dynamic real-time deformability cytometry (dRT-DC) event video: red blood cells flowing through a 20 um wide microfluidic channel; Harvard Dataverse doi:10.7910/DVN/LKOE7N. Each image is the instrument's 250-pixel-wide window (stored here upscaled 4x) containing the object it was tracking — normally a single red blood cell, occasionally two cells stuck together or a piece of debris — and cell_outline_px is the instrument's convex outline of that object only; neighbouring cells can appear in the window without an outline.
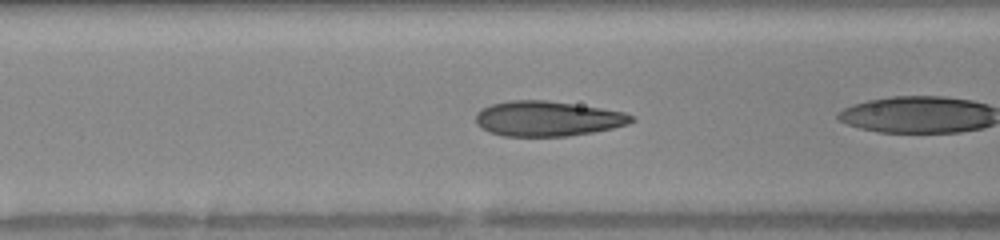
{"species": "human", "species_latin": "Homo sapiens", "temperature_condition": "warm", "stored_images_in_passage": 31, "camera_frame_rate_fps": 3000, "um_per_image_px": 0.085, "donor": {"sex": "female"}, "frame": {"image": 1, "passage_image": 5, "time_ms": 1.0, "image_size_px": [1000, 240], "cell_outline_px": [[636, 120], [628, 124], [612, 128], [592, 132], [568, 136], [504, 136], [488, 132], [476, 124], [476, 112], [480, 108], [492, 104], [512, 100], [548, 100], [600, 108], [624, 112], [636, 116]], "centroid_in_image_um": [46.53, 10.08], "position_along_channel_um": 120.1, "area_um2": 31.96}}